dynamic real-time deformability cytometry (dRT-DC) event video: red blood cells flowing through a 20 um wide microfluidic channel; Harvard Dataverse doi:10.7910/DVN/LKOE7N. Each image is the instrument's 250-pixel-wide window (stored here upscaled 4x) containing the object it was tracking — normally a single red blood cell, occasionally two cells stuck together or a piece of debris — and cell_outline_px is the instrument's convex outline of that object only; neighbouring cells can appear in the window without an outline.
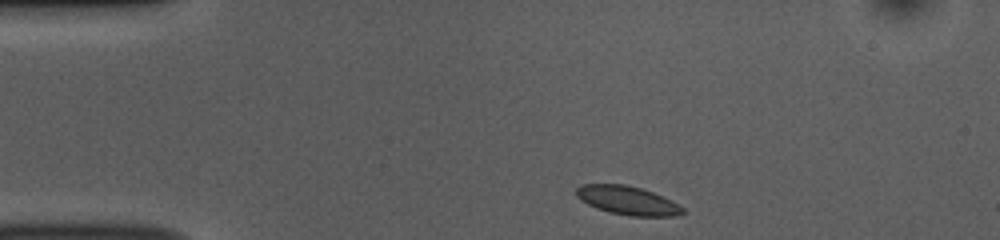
{"species": "common noctule bat (a hibernating species)", "species_latin": "Nyctalus noctula", "temperature_condition": "room temperature", "stored_images_in_passage": 44, "camera_frame_rate_fps": 3000, "um_per_image_px": 0.085, "animal": {"sex": "female", "body_mass_g": 10.0, "forearm_length_mm": 53.1}, "frame": {"image": 1, "passage_image": 1, "time_ms": 0.0, "image_size_px": [1000, 240], "cell_outline_px": [[684, 212], [676, 216], [628, 216], [608, 212], [596, 208], [580, 200], [576, 196], [576, 188], [580, 184], [624, 184], [640, 188], [652, 192], [684, 208]], "centroid_in_image_um": [53.27, 17.04], "position_along_channel_um": 31.7, "area_um2": 17.63}}
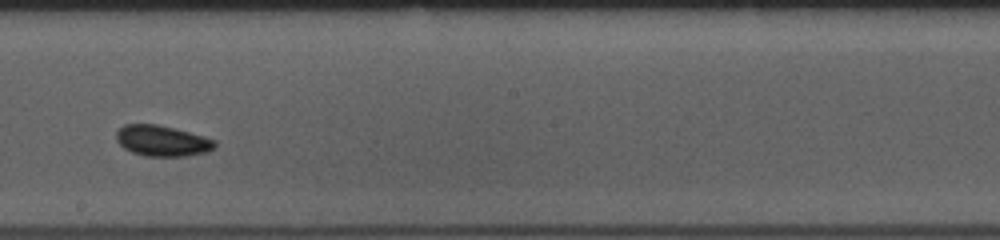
{"frame": {"image": 2, "passage_image": 21, "time_ms": 6.667, "image_size_px": [1000, 240], "cell_outline_px": [[216, 148], [208, 152], [184, 156], [144, 156], [132, 152], [124, 148], [116, 140], [116, 132], [124, 124], [156, 124], [204, 136], [216, 140]], "centroid_in_image_um": [13.79, 11.97], "position_along_channel_um": 234.4, "area_um2": 17.69}}
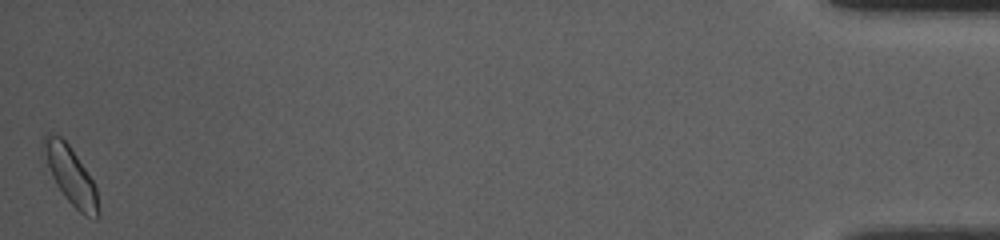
{"frame": {"image": 3, "passage_image": 44, "time_ms": 14.333, "image_size_px": [1000, 240], "cell_outline_px": [[100, 216], [96, 220], [84, 216], [64, 196], [56, 184], [52, 176], [48, 164], [44, 144], [44, 136], [60, 136], [68, 144], [92, 180], [96, 188], [100, 212]], "centroid_in_image_um": [6.09, 15.04], "position_along_channel_um": 429.1, "area_um2": 17.51}, "authors_computed_cell_mechanics": {"area_um2": 17.34, "velocity_mm_per_s": 3.7398, "shape_relaxation_time_tau1_ms": null, "shape_relaxation_time_tau2_ms": 0.4658, "deformation_change_tau1": null, "deformation_change_tau2": 0.0524}}